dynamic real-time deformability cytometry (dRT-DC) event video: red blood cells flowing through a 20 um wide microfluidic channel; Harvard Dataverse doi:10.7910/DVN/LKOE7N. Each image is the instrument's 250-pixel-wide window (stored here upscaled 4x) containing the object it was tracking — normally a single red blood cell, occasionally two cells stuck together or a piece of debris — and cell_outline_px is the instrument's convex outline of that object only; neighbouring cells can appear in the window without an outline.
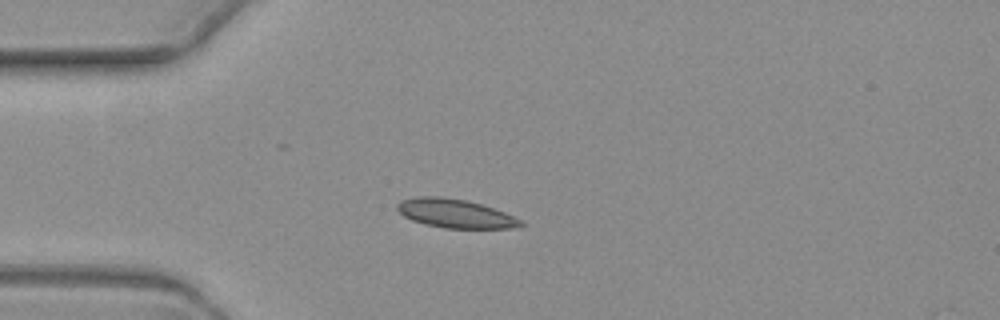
{"species": "common noctule bat (a hibernating species)", "species_latin": "Nyctalus noctula", "temperature_condition": "warm", "stored_images_in_passage": 6, "camera_frame_rate_fps": 3000, "um_per_image_px": 0.085, "animal": {"sex": "female", "body_mass_g": 19.3, "forearm_length_mm": 54.1}, "frame": {"image": 1, "passage_image": 3, "time_ms": 2.333, "image_size_px": [1000, 320], "cell_outline_px": [[524, 224], [512, 228], [444, 228], [424, 224], [412, 220], [404, 216], [396, 208], [396, 204], [400, 200], [416, 196], [440, 196], [464, 200], [480, 204], [504, 212], [520, 220]], "centroid_in_image_um": [38.62, 18.14], "position_along_channel_um": 46.4, "area_um2": 20.52}}
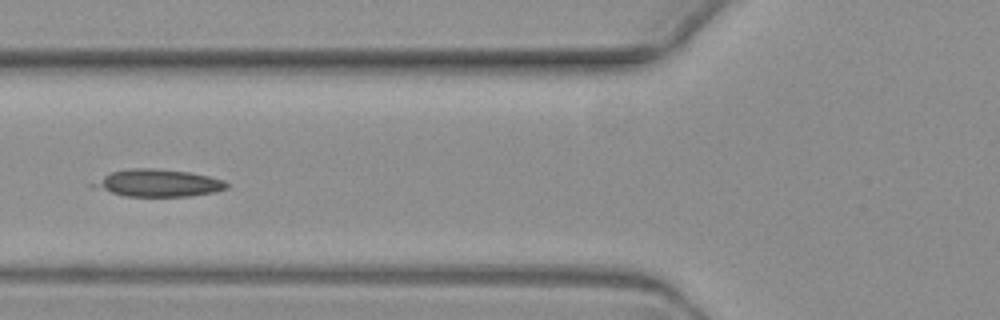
{"frame": {"image": 2, "passage_image": 5, "time_ms": 4.667, "image_size_px": [1000, 320], "cell_outline_px": [[228, 188], [216, 192], [188, 196], [124, 196], [92, 188], [88, 184], [112, 172], [128, 168], [152, 168], [192, 172], [224, 180], [228, 184]], "centroid_in_image_um": [13.41, 15.56], "position_along_channel_um": 112.4, "area_um2": 21.39}}
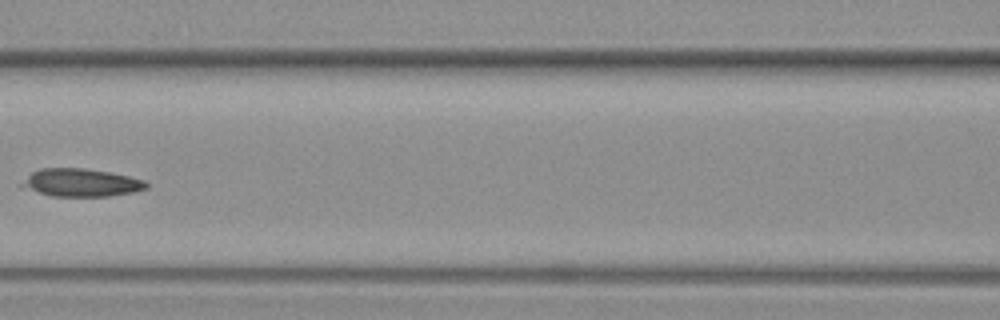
{"frame": {"image": 3, "passage_image": 6, "time_ms": 6.0, "image_size_px": [1000, 320], "cell_outline_px": [[148, 188], [132, 192], [108, 196], [52, 196], [16, 184], [32, 172], [40, 168], [84, 168], [108, 172], [128, 176], [144, 180], [148, 184]], "centroid_in_image_um": [6.87, 15.51], "position_along_channel_um": 159.7, "area_um2": 20.06}}